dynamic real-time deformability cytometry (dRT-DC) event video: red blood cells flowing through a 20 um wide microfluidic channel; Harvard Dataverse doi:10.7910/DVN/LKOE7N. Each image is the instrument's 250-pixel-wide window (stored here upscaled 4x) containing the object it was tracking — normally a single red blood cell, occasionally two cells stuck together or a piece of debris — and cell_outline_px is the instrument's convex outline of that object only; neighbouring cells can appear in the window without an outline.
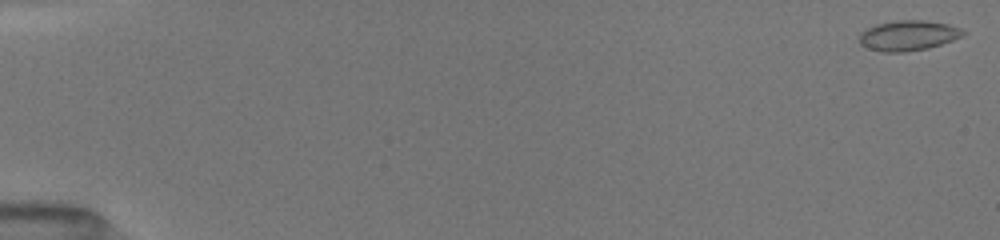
{"species": "common noctule bat (a hibernating species)", "species_latin": "Nyctalus noctula", "temperature_condition": "room temperature", "stored_images_in_passage": 68, "camera_frame_rate_fps": 3000, "um_per_image_px": 0.085, "animal": {"sex": "female", "body_mass_g": 19.5, "forearm_length_mm": 54.1}, "frame": {"image": 1, "passage_image": 1, "time_ms": 0.0, "image_size_px": [1000, 240], "cell_outline_px": [[968, 32], [964, 36], [928, 48], [904, 52], [884, 52], [868, 48], [860, 44], [860, 32], [864, 28], [876, 24], [896, 20], [924, 20], [948, 24], [960, 28]], "centroid_in_image_um": [77.2, 3.01], "position_along_channel_um": 7.8, "area_um2": 18.38}}
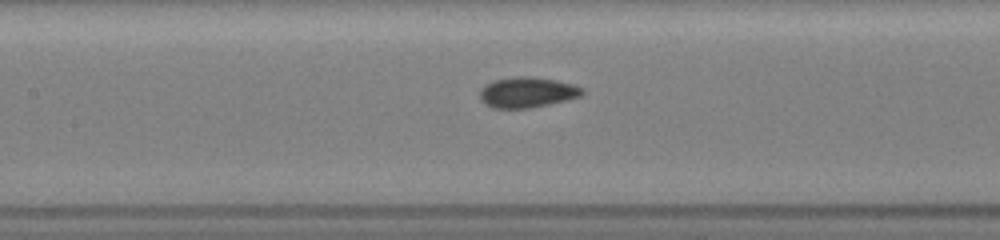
{"frame": {"image": 2, "passage_image": 25, "time_ms": 8.0, "image_size_px": [1000, 240], "cell_outline_px": [[584, 92], [580, 96], [568, 100], [528, 108], [492, 108], [484, 104], [480, 100], [480, 88], [496, 80], [520, 76], [524, 76], [552, 80], [572, 84], [584, 88]], "centroid_in_image_um": [44.8, 7.87], "position_along_channel_um": 162.6, "area_um2": 17.92}}
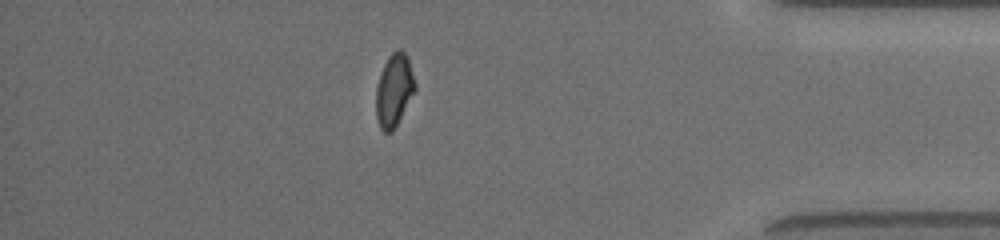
{"frame": {"image": 3, "passage_image": 58, "time_ms": 14.667, "image_size_px": [1000, 240], "cell_outline_px": [[416, 88], [392, 132], [384, 132], [380, 128], [376, 116], [376, 88], [384, 64], [388, 56], [396, 48], [400, 48], [404, 52], [408, 60], [416, 84]], "centroid_in_image_um": [33.48, 7.65], "position_along_channel_um": 401.7, "area_um2": 16.24}, "authors_computed_cell_mechanics": {"area_um2": 17.3689, "velocity_mm_per_s": 4.0623, "shape_relaxation_time_tau1_ms": null, "shape_relaxation_time_tau2_ms": 1.6263, "deformation_change_tau1": null, "deformation_change_tau2": 0.0614}}